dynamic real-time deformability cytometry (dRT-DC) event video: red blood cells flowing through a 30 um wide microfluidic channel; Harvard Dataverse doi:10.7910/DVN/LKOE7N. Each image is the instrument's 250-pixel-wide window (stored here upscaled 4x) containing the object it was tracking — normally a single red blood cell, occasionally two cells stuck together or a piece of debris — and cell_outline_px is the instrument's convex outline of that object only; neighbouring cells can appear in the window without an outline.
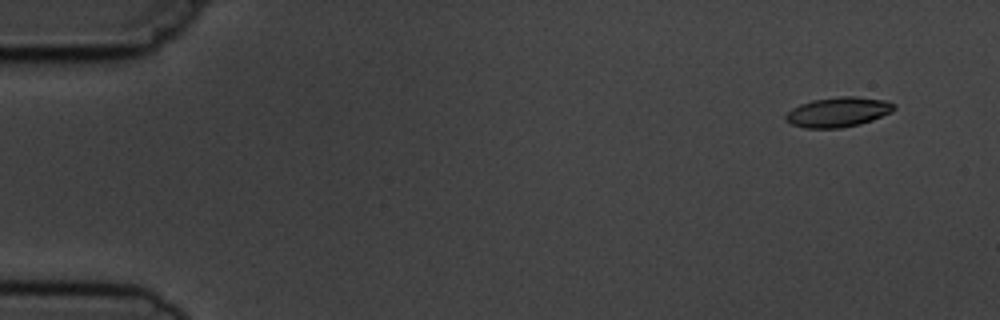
{"species": "common noctule bat (a hibernating species)", "species_latin": "Nyctalus noctula", "temperature_condition": "cold", "stored_images_in_passage": 7, "camera_frame_rate_fps": 3000, "um_per_image_px": 0.085, "animal": {"sex": "male", "body_mass_g": 19.5, "forearm_length_mm": 54.6}, "frame": {"image": 1, "passage_image": 1, "time_ms": 0.0, "image_size_px": [1000, 320], "cell_outline_px": [[896, 108], [892, 112], [872, 120], [860, 124], [840, 128], [804, 128], [792, 124], [784, 120], [784, 116], [792, 108], [800, 104], [812, 100], [840, 96], [856, 96], [888, 100], [896, 104]], "centroid_in_image_um": [71.26, 9.52], "position_along_channel_um": 13.7, "area_um2": 19.07}}
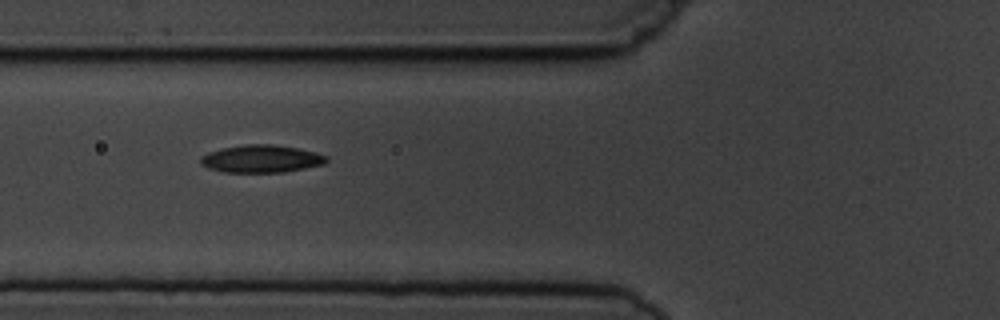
{"frame": {"image": 2, "passage_image": 6, "time_ms": 5.667, "image_size_px": [1000, 320], "cell_outline_px": [[328, 160], [324, 164], [284, 172], [224, 172], [208, 168], [200, 164], [200, 156], [208, 152], [224, 148], [244, 144], [272, 144], [296, 148], [316, 152], [328, 156]], "centroid_in_image_um": [22.2, 13.5], "position_along_channel_um": 103.6, "area_um2": 20.23}}
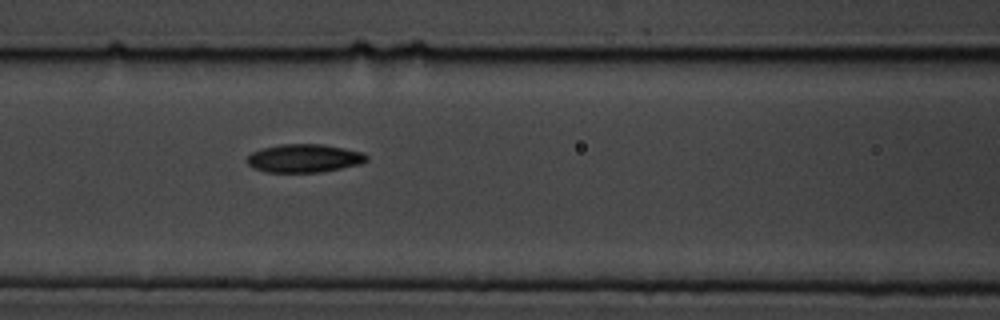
{"frame": {"image": 3, "passage_image": 7, "time_ms": 6.667, "image_size_px": [1000, 320], "cell_outline_px": [[368, 160], [360, 164], [320, 172], [268, 172], [256, 168], [248, 164], [248, 156], [252, 152], [264, 148], [280, 144], [324, 144], [364, 152], [368, 156]], "centroid_in_image_um": [25.9, 13.44], "position_along_channel_um": 140.7, "area_um2": 19.54}}